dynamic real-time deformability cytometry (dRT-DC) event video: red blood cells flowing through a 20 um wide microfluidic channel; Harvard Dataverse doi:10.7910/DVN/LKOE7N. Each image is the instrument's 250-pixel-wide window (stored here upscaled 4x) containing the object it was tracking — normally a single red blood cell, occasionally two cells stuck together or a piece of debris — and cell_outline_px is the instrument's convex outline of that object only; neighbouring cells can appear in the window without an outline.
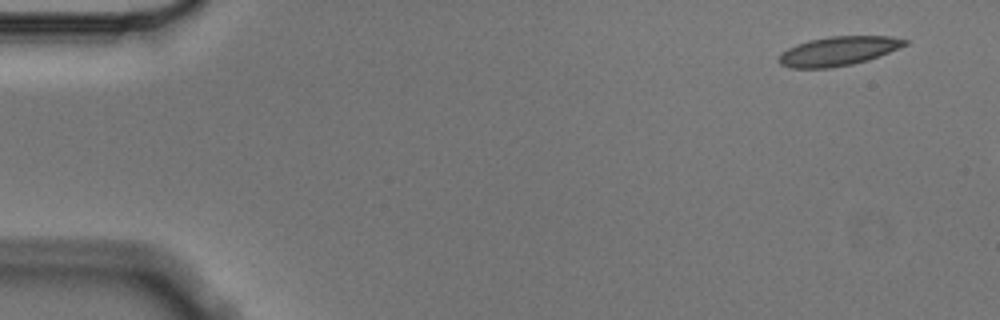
{"species": "Egyptian fruit bat (a non-hibernating species)", "species_latin": "Rousettus aegyptiacus", "temperature_condition": "cold", "stored_images_in_passage": 3, "camera_frame_rate_fps": 3000, "um_per_image_px": 0.085, "animal": {"sex": "male"}, "frame": {"image": 1, "passage_image": 1, "time_ms": 0.0, "image_size_px": [1000, 320], "cell_outline_px": [[908, 44], [868, 60], [852, 64], [828, 68], [788, 68], [780, 64], [776, 60], [780, 52], [796, 44], [828, 36], [888, 36], [908, 40]], "centroid_in_image_um": [71.19, 4.35], "position_along_channel_um": 13.8, "area_um2": 21.39}}